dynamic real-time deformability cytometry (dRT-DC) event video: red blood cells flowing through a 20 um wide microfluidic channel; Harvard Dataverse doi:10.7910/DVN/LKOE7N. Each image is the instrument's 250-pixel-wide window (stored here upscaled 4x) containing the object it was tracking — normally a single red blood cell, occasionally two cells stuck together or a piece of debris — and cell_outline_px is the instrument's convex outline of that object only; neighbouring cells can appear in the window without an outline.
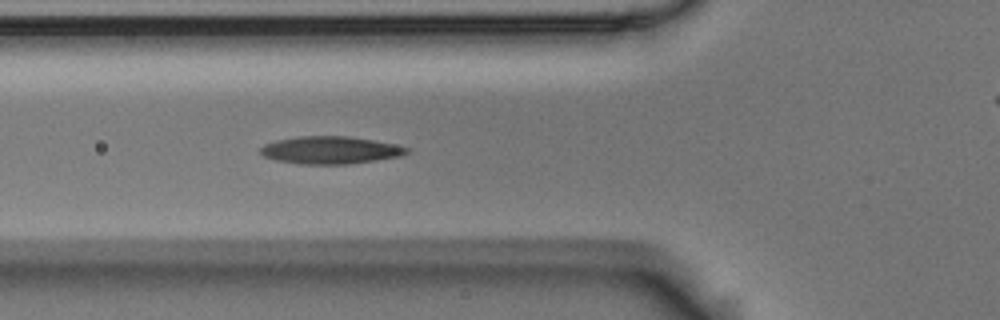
{"species": "Egyptian fruit bat (a non-hibernating species)", "species_latin": "Rousettus aegyptiacus", "temperature_condition": "room temperature", "stored_images_in_passage": 5, "segment_of_instrument_passage": [1, 2], "camera_frame_rate_fps": 3000, "um_per_image_px": 0.085, "animal": {"sex": "male"}, "frame": {"image": 1, "passage_image": 4, "time_ms": 1.0, "image_size_px": [1000, 320], "cell_outline_px": [[412, 152], [400, 156], [376, 160], [348, 164], [300, 164], [276, 160], [264, 156], [260, 152], [260, 148], [264, 144], [276, 140], [300, 136], [348, 136], [372, 140], [412, 148]], "centroid_in_image_um": [28.1, 12.76], "position_along_channel_um": 97.7, "area_um2": 23.47}}